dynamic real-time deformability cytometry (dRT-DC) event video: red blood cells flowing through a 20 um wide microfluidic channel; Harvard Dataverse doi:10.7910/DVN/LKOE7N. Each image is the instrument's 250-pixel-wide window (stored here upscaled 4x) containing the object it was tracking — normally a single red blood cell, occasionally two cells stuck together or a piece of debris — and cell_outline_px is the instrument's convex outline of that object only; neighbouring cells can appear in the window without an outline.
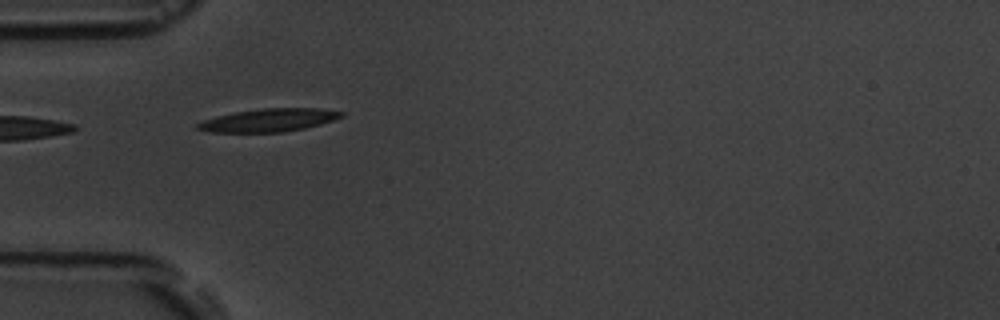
{"species": "common noctule bat (a hibernating species)", "species_latin": "Nyctalus noctula", "temperature_condition": "room temperature", "stored_images_in_passage": 7, "camera_frame_rate_fps": 3000, "um_per_image_px": 0.085, "animal": {"sex": "male", "body_mass_g": 19.5, "forearm_length_mm": 54.6}, "frame": {"image": 1, "passage_image": 6, "time_ms": 5.667, "image_size_px": [1000, 320], "cell_outline_px": [[344, 116], [320, 124], [304, 128], [284, 132], [208, 132], [196, 128], [196, 124], [204, 120], [216, 116], [236, 112], [260, 108], [320, 108], [344, 112]], "centroid_in_image_um": [22.85, 10.21], "position_along_channel_um": 62.2, "area_um2": 19.19}}
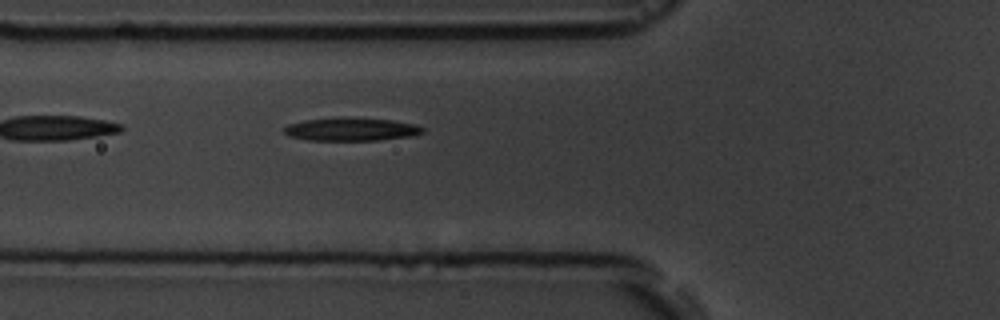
{"frame": {"image": 2, "passage_image": 7, "time_ms": 6.667, "image_size_px": [1000, 320], "cell_outline_px": [[424, 132], [412, 136], [380, 140], [308, 140], [288, 136], [284, 132], [284, 128], [288, 124], [304, 120], [336, 116], [392, 120], [416, 124], [424, 128]], "centroid_in_image_um": [29.84, 10.97], "position_along_channel_um": 96.0, "area_um2": 18.96}}